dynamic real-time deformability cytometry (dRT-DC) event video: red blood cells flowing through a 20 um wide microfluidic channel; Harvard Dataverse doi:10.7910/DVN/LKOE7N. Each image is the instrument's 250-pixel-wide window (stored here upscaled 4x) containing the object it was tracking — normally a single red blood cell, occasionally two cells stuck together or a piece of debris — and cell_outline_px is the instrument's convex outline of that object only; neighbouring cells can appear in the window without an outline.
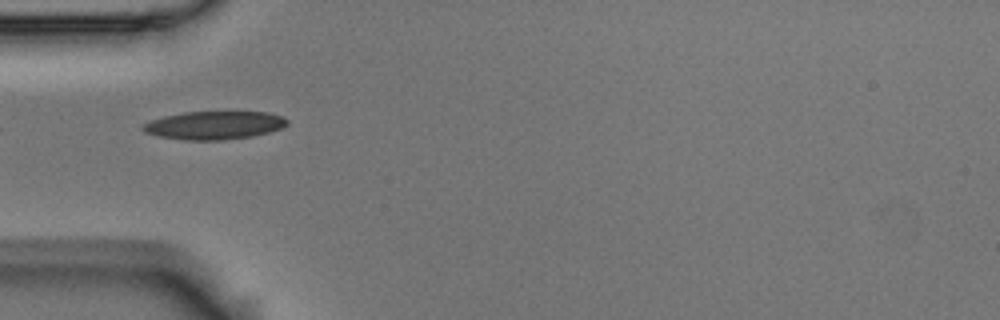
{"species": "Egyptian fruit bat (a non-hibernating species)", "species_latin": "Rousettus aegyptiacus", "temperature_condition": "room temperature", "stored_images_in_passage": 3, "camera_frame_rate_fps": 3000, "um_per_image_px": 0.085, "animal": {"sex": "male"}, "frame": {"image": 1, "passage_image": 1, "time_ms": 0.0, "image_size_px": [1000, 320], "cell_outline_px": [[288, 124], [280, 128], [268, 132], [252, 136], [220, 140], [184, 140], [156, 136], [144, 132], [140, 128], [144, 124], [152, 120], [164, 116], [184, 112], [268, 112], [284, 116], [288, 120]], "centroid_in_image_um": [18.2, 10.65], "position_along_channel_um": 66.8, "area_um2": 23.7}}